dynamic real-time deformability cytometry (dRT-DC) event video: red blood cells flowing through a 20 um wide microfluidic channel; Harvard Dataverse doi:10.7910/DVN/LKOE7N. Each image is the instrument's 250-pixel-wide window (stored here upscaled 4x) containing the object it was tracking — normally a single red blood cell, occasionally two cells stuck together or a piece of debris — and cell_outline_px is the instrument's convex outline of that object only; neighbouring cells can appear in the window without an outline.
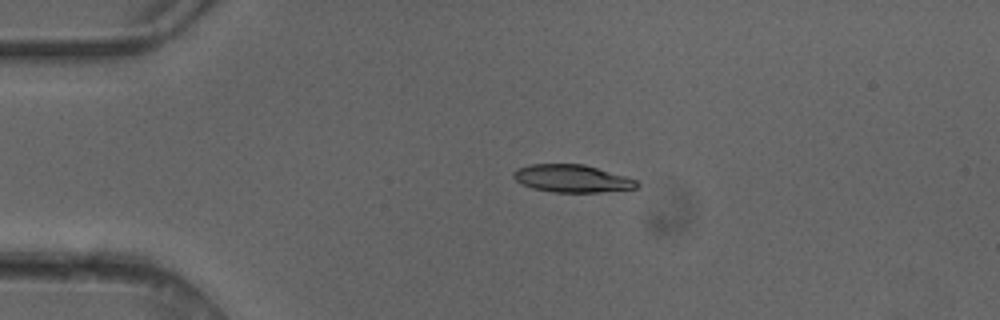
{"species": "common noctule bat (a hibernating species)", "species_latin": "Nyctalus noctula", "temperature_condition": "cold", "stored_images_in_passage": 4, "camera_frame_rate_fps": 3000, "um_per_image_px": 0.085, "animal": {"sex": "female"}, "frame": {"image": 1, "passage_image": 3, "time_ms": 0.667, "image_size_px": [1000, 320], "cell_outline_px": [[640, 184], [636, 188], [600, 192], [556, 192], [532, 188], [516, 180], [512, 176], [512, 172], [516, 168], [528, 164], [584, 164], [624, 176], [636, 180]], "centroid_in_image_um": [48.59, 15.16], "position_along_channel_um": 36.4, "area_um2": 19.71}}